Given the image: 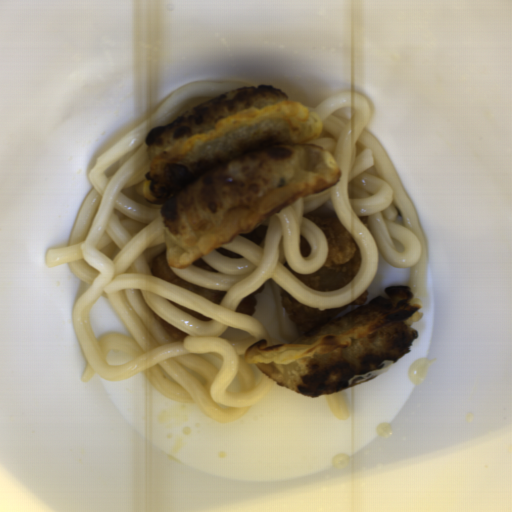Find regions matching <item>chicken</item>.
<instances>
[{"label": "chicken", "mask_w": 512, "mask_h": 512, "mask_svg": "<svg viewBox=\"0 0 512 512\" xmlns=\"http://www.w3.org/2000/svg\"><path fill=\"white\" fill-rule=\"evenodd\" d=\"M327 238L328 255L322 267L312 274L294 271L288 263L284 267L304 285L316 291H333L347 286L359 273L361 252L346 228L335 216L320 217L315 214L304 216Z\"/></svg>", "instance_id": "1"}, {"label": "chicken", "mask_w": 512, "mask_h": 512, "mask_svg": "<svg viewBox=\"0 0 512 512\" xmlns=\"http://www.w3.org/2000/svg\"><path fill=\"white\" fill-rule=\"evenodd\" d=\"M279 294L286 315L302 335L336 319L353 306H363L368 299V292L365 290L348 304L331 308H314L306 306L283 288Z\"/></svg>", "instance_id": "2"}, {"label": "chicken", "mask_w": 512, "mask_h": 512, "mask_svg": "<svg viewBox=\"0 0 512 512\" xmlns=\"http://www.w3.org/2000/svg\"><path fill=\"white\" fill-rule=\"evenodd\" d=\"M152 275L189 290L207 300L221 305L226 292L219 289H210L191 283L178 276L167 261L166 251L155 257L151 267Z\"/></svg>", "instance_id": "3"}, {"label": "chicken", "mask_w": 512, "mask_h": 512, "mask_svg": "<svg viewBox=\"0 0 512 512\" xmlns=\"http://www.w3.org/2000/svg\"><path fill=\"white\" fill-rule=\"evenodd\" d=\"M264 288L265 283H262L255 291L244 296L235 309L236 313L246 314L250 317L253 316L257 311L256 306L258 302L256 295L262 292Z\"/></svg>", "instance_id": "4"}, {"label": "chicken", "mask_w": 512, "mask_h": 512, "mask_svg": "<svg viewBox=\"0 0 512 512\" xmlns=\"http://www.w3.org/2000/svg\"><path fill=\"white\" fill-rule=\"evenodd\" d=\"M267 231H268V229H267L266 224H259L258 226H256L252 230H250L249 232L238 235V236L243 237L249 241H252V242L260 245L261 243H263V240H264V237H265Z\"/></svg>", "instance_id": "5"}, {"label": "chicken", "mask_w": 512, "mask_h": 512, "mask_svg": "<svg viewBox=\"0 0 512 512\" xmlns=\"http://www.w3.org/2000/svg\"><path fill=\"white\" fill-rule=\"evenodd\" d=\"M152 317L158 320L159 324L161 325L163 331L167 333L169 336H171L174 339H182L186 337L187 334L180 331L179 329L173 327L172 325L168 324L164 319H162L157 313H152Z\"/></svg>", "instance_id": "6"}, {"label": "chicken", "mask_w": 512, "mask_h": 512, "mask_svg": "<svg viewBox=\"0 0 512 512\" xmlns=\"http://www.w3.org/2000/svg\"><path fill=\"white\" fill-rule=\"evenodd\" d=\"M168 303H169V304H171L172 306H174V307L178 308L179 310H181V311H183V312H185V313H187V314H189V315L193 316L194 318H196V319H198V320H200V321H209V322H210V321L212 320V319H210L209 317H207V316L203 315V314H202V313H200V312H197V311H195V310H192V309H190V308H187V307H185V306H182V305L177 304V303H175V302H172V301H170V300H169V302H168Z\"/></svg>", "instance_id": "7"}, {"label": "chicken", "mask_w": 512, "mask_h": 512, "mask_svg": "<svg viewBox=\"0 0 512 512\" xmlns=\"http://www.w3.org/2000/svg\"><path fill=\"white\" fill-rule=\"evenodd\" d=\"M196 268L206 270L212 273H217L218 271L206 260H204L202 257L199 259L194 260L192 263Z\"/></svg>", "instance_id": "8"}, {"label": "chicken", "mask_w": 512, "mask_h": 512, "mask_svg": "<svg viewBox=\"0 0 512 512\" xmlns=\"http://www.w3.org/2000/svg\"><path fill=\"white\" fill-rule=\"evenodd\" d=\"M300 238V248L299 251L302 254V256H308L312 250L311 245L308 241V239L302 234L299 236Z\"/></svg>", "instance_id": "9"}, {"label": "chicken", "mask_w": 512, "mask_h": 512, "mask_svg": "<svg viewBox=\"0 0 512 512\" xmlns=\"http://www.w3.org/2000/svg\"><path fill=\"white\" fill-rule=\"evenodd\" d=\"M215 251H217L219 254L221 255H224L228 258H233V259H240L242 258L243 256L241 254H238V253H235L233 251H230V250H227L225 249L224 247H219L218 249H216Z\"/></svg>", "instance_id": "10"}]
</instances>
